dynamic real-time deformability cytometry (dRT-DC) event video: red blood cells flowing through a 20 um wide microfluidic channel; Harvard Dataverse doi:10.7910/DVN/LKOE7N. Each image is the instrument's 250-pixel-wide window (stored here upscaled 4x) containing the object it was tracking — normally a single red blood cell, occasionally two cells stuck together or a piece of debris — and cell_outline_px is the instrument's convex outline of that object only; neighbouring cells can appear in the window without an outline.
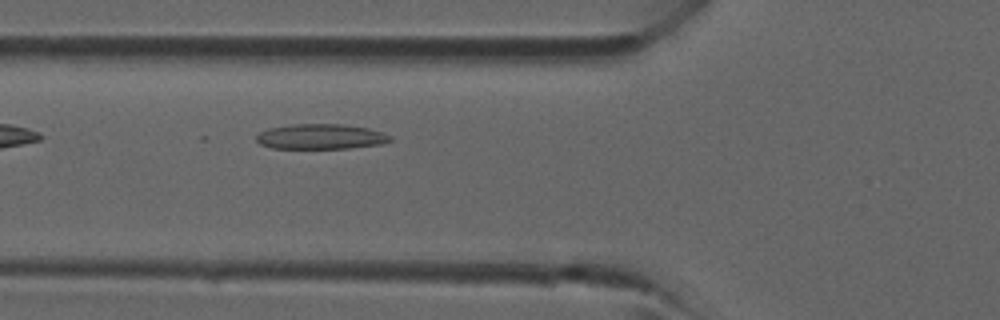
{"species": "common noctule bat (a hibernating species)", "species_latin": "Nyctalus noctula", "temperature_condition": "room temperature", "stored_images_in_passage": 4, "camera_frame_rate_fps": 3000, "um_per_image_px": 0.085, "animal": {"sex": "male", "forearm_length_mm": 52.5}, "frame": {"image": 1, "passage_image": 4, "time_ms": 3.333, "image_size_px": [1000, 320], "cell_outline_px": [[392, 140], [380, 144], [348, 148], [272, 148], [260, 144], [256, 140], [256, 136], [260, 132], [268, 128], [292, 124], [344, 124], [368, 128], [392, 136]], "centroid_in_image_um": [27.24, 11.6], "position_along_channel_um": 98.6, "area_um2": 19.54}}